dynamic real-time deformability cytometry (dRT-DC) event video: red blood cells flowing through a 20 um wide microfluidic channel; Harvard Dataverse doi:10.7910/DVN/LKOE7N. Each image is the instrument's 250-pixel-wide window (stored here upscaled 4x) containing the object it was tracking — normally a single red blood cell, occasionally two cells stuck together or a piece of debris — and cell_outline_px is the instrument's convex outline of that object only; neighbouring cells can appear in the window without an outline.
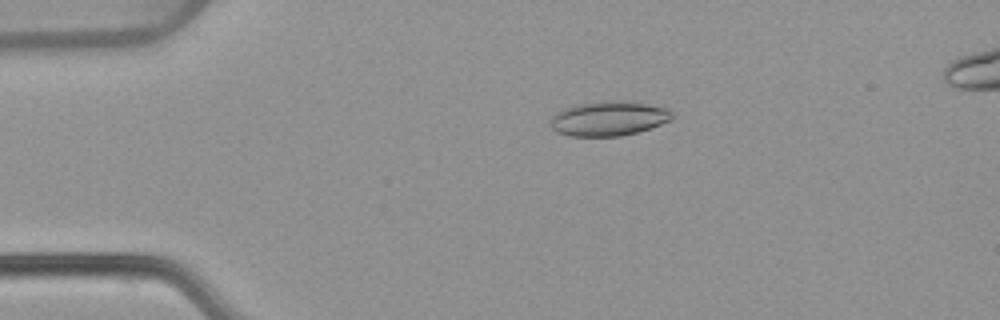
{"species": "common noctule bat (a hibernating species)", "species_latin": "Nyctalus noctula", "temperature_condition": "warm", "stored_images_in_passage": 54, "segment_of_instrument_passage": [1, 2], "camera_frame_rate_fps": 3000, "um_per_image_px": 0.085, "animal": {"sex": "female", "body_mass_g": 22.7, "forearm_length_mm": 54.2}, "frame": {"image": 1, "passage_image": 11, "time_ms": 3.333, "image_size_px": [1000, 320], "cell_outline_px": [[672, 120], [652, 128], [620, 136], [568, 136], [556, 132], [552, 128], [552, 116], [556, 112], [564, 108], [580, 104], [604, 100], [620, 100], [648, 104], [664, 108], [672, 112]], "centroid_in_image_um": [51.74, 10.07], "position_along_channel_um": 33.3, "area_um2": 24.51}}
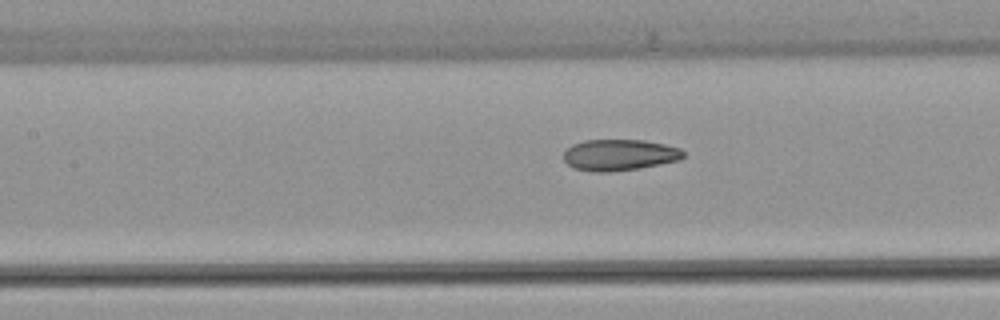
{"frame": {"image": 2, "passage_image": 24, "time_ms": 7.667, "image_size_px": [1000, 320], "cell_outline_px": [[684, 156], [680, 160], [640, 168], [608, 172], [592, 172], [572, 168], [564, 160], [564, 152], [572, 144], [584, 140], [644, 140], [664, 144], [680, 148], [684, 152]], "centroid_in_image_um": [52.64, 13.17], "position_along_channel_um": 154.8, "area_um2": 21.91}}
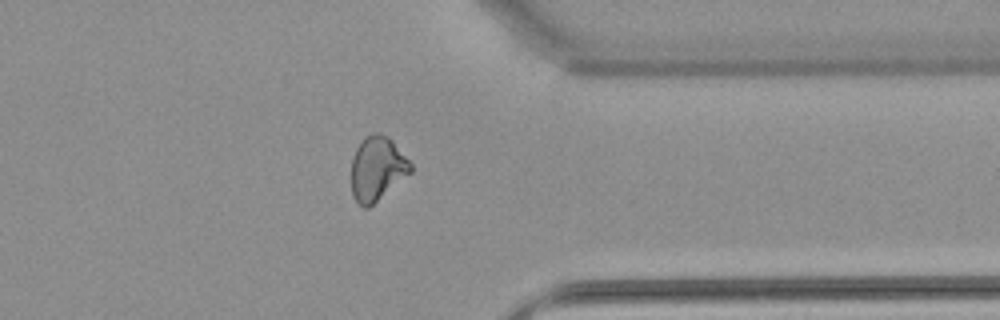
{"frame": {"image": 3, "passage_image": 42, "time_ms": 13.667, "image_size_px": [1000, 320], "cell_outline_px": [[412, 172], [368, 208], [364, 208], [352, 196], [352, 160], [356, 148], [364, 136], [372, 132], [376, 132], [388, 136], [392, 140], [412, 164]], "centroid_in_image_um": [32.06, 14.31], "position_along_channel_um": 379.3, "area_um2": 22.14}}